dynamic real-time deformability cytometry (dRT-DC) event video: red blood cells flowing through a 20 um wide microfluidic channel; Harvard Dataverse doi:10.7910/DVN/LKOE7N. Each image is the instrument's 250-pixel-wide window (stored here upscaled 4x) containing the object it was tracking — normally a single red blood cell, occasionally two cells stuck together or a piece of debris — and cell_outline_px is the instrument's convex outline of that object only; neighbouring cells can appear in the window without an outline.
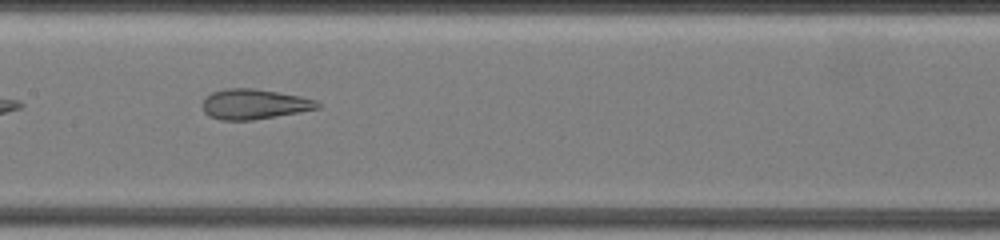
{"species": "common noctule bat (a hibernating species)", "species_latin": "Nyctalus noctula", "temperature_condition": "warm", "stored_images_in_passage": 35, "camera_frame_rate_fps": 3000, "um_per_image_px": 0.085, "animal": {"sex": "female", "body_mass_g": 19.5, "forearm_length_mm": 54.1}, "frame": {"image": 1, "passage_image": 20, "time_ms": 12.0, "image_size_px": [1000, 240], "cell_outline_px": [[320, 108], [300, 112], [252, 120], [220, 120], [208, 116], [204, 112], [200, 104], [212, 92], [224, 88], [256, 88], [300, 96], [316, 100], [320, 104]], "centroid_in_image_um": [21.58, 8.85], "position_along_channel_um": 185.8, "area_um2": 20.35}, "authors_computed_cell_mechanics": {"area_um2": 28.2064, "velocity_mm_per_s": 3.5105, "shape_relaxation_time_tau1_ms": null, "shape_relaxation_time_tau2_ms": 0.9997, "deformation_change_tau1": null, "deformation_change_tau2": 0.0946}}